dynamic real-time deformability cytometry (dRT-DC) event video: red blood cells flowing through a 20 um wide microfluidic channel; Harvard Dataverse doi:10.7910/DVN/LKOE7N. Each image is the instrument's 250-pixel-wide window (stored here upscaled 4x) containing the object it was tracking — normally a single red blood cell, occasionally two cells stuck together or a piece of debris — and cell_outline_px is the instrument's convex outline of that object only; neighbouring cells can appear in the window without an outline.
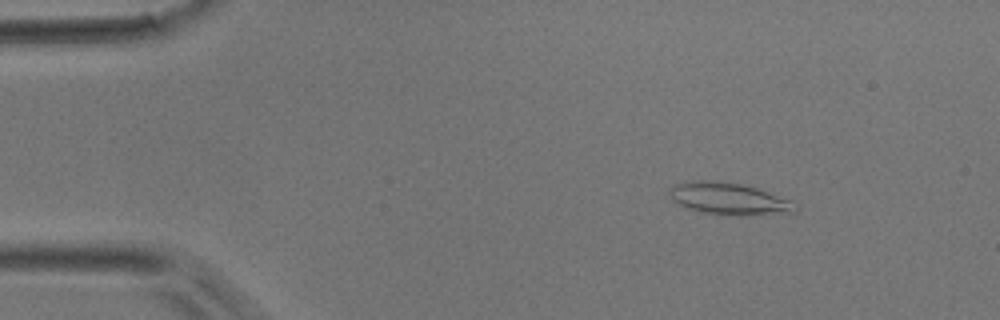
{"species": "common noctule bat (a hibernating species)", "species_latin": "Nyctalus noctula", "temperature_condition": "room temperature", "stored_images_in_passage": 46, "camera_frame_rate_fps": 3000, "um_per_image_px": 0.085, "animal": {"sex": "male", "body_mass_g": 17.9}, "frame": {"image": 1, "passage_image": 6, "time_ms": 1.667, "image_size_px": [1000, 320], "cell_outline_px": [[800, 204], [796, 212], [748, 216], [700, 212], [676, 204], [672, 200], [668, 192], [676, 184], [692, 180], [712, 180], [740, 184], [756, 188], [792, 200]], "centroid_in_image_um": [62.0, 16.9], "position_along_channel_um": 23.0, "area_um2": 23.64}}
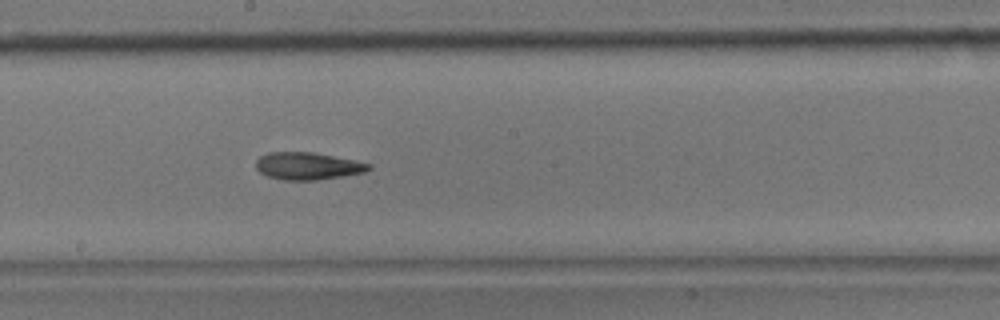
{"frame": {"image": 2, "passage_image": 25, "time_ms": 8.0, "image_size_px": [1000, 320], "cell_outline_px": [[372, 168], [364, 172], [316, 180], [284, 180], [268, 176], [260, 172], [256, 168], [256, 160], [260, 156], [268, 152], [312, 152], [372, 164]], "centroid_in_image_um": [26.12, 14.11], "position_along_channel_um": 222.1, "area_um2": 17.74}}
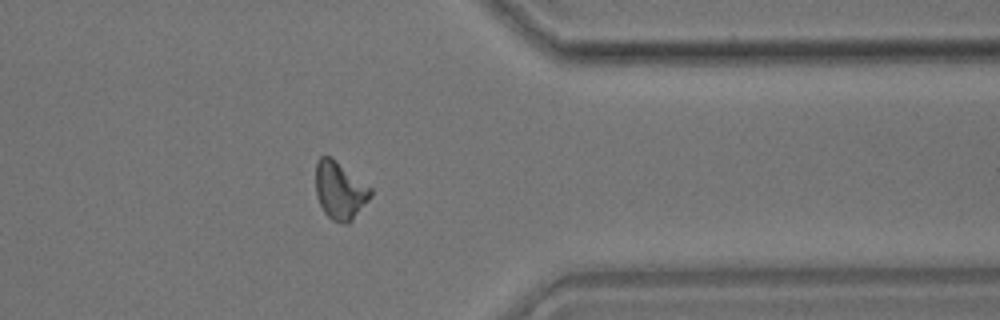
{"frame": {"image": 3, "passage_image": 37, "time_ms": 12.0, "image_size_px": [1000, 320], "cell_outline_px": [[372, 196], [352, 220], [348, 224], [344, 224], [332, 220], [324, 212], [320, 204], [316, 192], [316, 164], [320, 156], [332, 156], [372, 188]], "centroid_in_image_um": [28.9, 16.18], "position_along_channel_um": 382.5, "area_um2": 18.55}}